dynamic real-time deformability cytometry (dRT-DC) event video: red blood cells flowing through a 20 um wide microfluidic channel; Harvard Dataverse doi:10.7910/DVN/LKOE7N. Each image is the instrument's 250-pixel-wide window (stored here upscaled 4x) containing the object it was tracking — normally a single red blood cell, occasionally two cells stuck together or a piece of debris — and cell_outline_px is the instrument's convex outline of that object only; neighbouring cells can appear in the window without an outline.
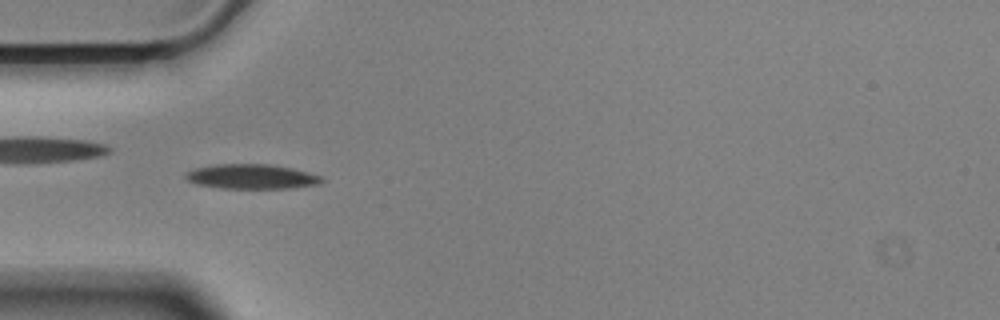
{"species": "Egyptian fruit bat (a non-hibernating species)", "species_latin": "Rousettus aegyptiacus", "temperature_condition": "cold", "stored_images_in_passage": 55, "camera_frame_rate_fps": 3000, "um_per_image_px": 0.085, "animal": {"sex": "male"}, "frame": {"image": 1, "passage_image": 16, "time_ms": 5.0, "image_size_px": [1000, 320], "cell_outline_px": [[324, 180], [320, 184], [288, 188], [220, 188], [196, 184], [188, 180], [184, 176], [188, 172], [196, 168], [216, 164], [268, 164], [292, 168], [320, 176]], "centroid_in_image_um": [21.38, 15.01], "position_along_channel_um": 63.6, "area_um2": 19.36}, "authors_computed_cell_mechanics": {"area_um2": 17.9758, "velocity_mm_per_s": 3.5253, "shape_relaxation_time_tau1_ms": 3.3813, "shape_relaxation_time_tau2_ms": 5.3959, "deformation_change_tau1": 0.1238, "deformation_change_tau2": 0.1402}}